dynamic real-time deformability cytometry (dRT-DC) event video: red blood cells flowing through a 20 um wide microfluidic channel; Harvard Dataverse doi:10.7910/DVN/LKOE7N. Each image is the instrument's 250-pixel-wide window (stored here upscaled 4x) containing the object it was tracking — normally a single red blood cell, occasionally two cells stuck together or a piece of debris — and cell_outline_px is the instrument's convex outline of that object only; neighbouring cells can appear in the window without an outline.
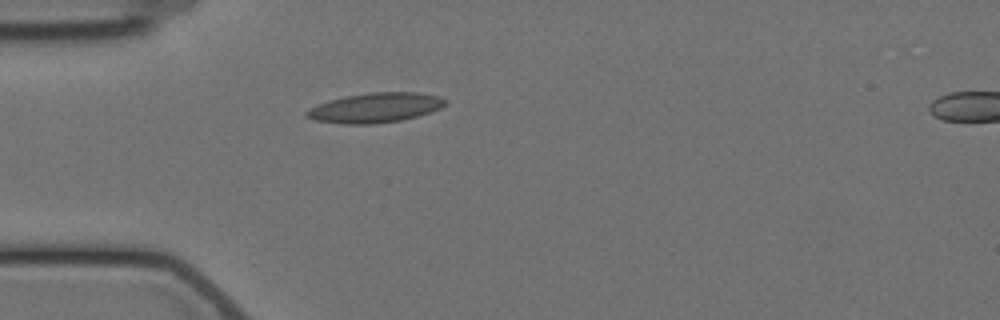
{"species": "Egyptian fruit bat (a non-hibernating species)", "species_latin": "Rousettus aegyptiacus", "temperature_condition": "cold", "stored_images_in_passage": 5, "camera_frame_rate_fps": 3000, "um_per_image_px": 0.085, "animal": {"sex": "female"}, "frame": {"image": 1, "passage_image": 5, "time_ms": 4.667, "image_size_px": [1000, 320], "cell_outline_px": [[448, 100], [440, 108], [416, 116], [400, 120], [372, 124], [344, 124], [316, 120], [304, 116], [304, 112], [308, 108], [328, 100], [344, 96], [372, 92], [416, 92], [440, 96]], "centroid_in_image_um": [31.85, 9.15], "position_along_channel_um": 53.1, "area_um2": 23.99}}